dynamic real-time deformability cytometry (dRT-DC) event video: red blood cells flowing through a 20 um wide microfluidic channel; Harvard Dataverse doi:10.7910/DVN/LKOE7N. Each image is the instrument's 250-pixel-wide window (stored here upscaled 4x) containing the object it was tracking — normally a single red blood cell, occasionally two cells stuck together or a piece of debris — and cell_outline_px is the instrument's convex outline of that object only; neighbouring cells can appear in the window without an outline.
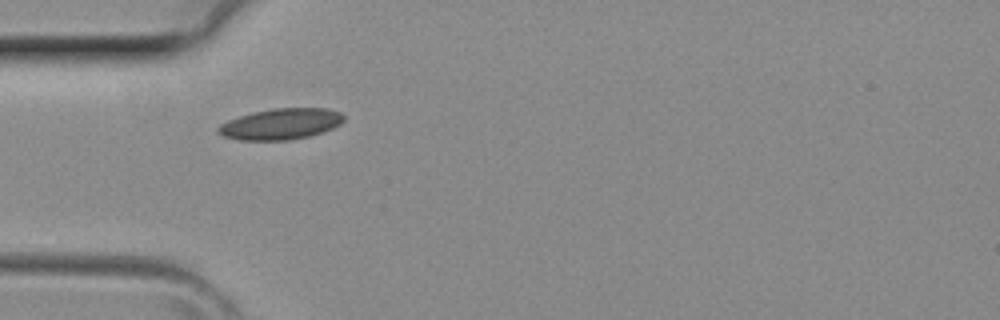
{"species": "common noctule bat (a hibernating species)", "species_latin": "Nyctalus noctula", "temperature_condition": "room temperature", "stored_images_in_passage": 3, "camera_frame_rate_fps": 3000, "um_per_image_px": 0.085, "animal": {"sex": "female", "body_mass_g": 29.2, "forearm_length_mm": 56.3}, "frame": {"image": 1, "passage_image": 1, "time_ms": 0.0, "image_size_px": [1000, 320], "cell_outline_px": [[344, 120], [340, 124], [332, 128], [308, 136], [288, 140], [240, 140], [224, 136], [216, 132], [216, 128], [220, 124], [228, 120], [252, 112], [272, 108], [328, 108], [340, 112], [344, 116]], "centroid_in_image_um": [23.85, 10.53], "position_along_channel_um": 61.2, "area_um2": 22.66}}
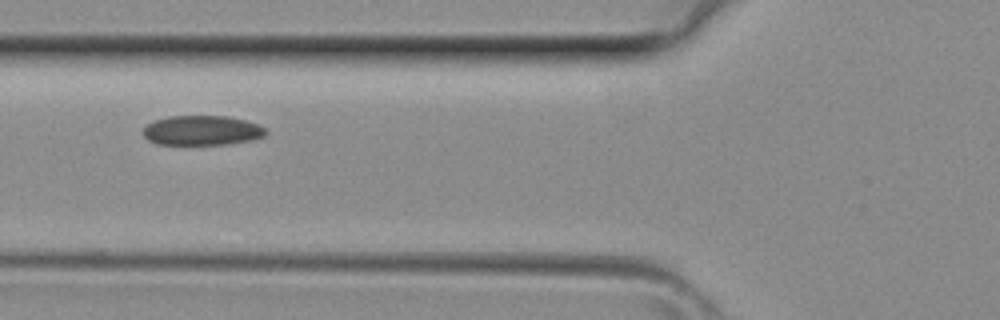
{"frame": {"image": 2, "passage_image": 2, "time_ms": 0.333, "image_size_px": [1000, 320], "cell_outline_px": [[268, 132], [264, 136], [252, 140], [228, 144], [156, 144], [148, 140], [144, 136], [144, 128], [148, 124], [156, 120], [168, 116], [228, 116], [260, 124]], "centroid_in_image_um": [17.2, 11.08], "position_along_channel_um": 108.6, "area_um2": 21.21}}
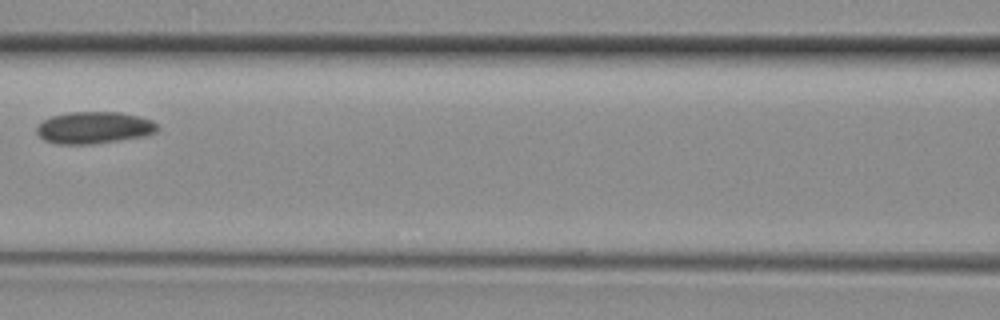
{"frame": {"image": 3, "passage_image": 3, "time_ms": 0.667, "image_size_px": [1000, 320], "cell_outline_px": [[160, 128], [156, 132], [148, 136], [92, 144], [56, 144], [44, 140], [36, 132], [36, 124], [52, 116], [68, 112], [120, 112], [140, 116], [152, 120]], "centroid_in_image_um": [8.01, 10.85], "position_along_channel_um": 158.6, "area_um2": 22.77}}